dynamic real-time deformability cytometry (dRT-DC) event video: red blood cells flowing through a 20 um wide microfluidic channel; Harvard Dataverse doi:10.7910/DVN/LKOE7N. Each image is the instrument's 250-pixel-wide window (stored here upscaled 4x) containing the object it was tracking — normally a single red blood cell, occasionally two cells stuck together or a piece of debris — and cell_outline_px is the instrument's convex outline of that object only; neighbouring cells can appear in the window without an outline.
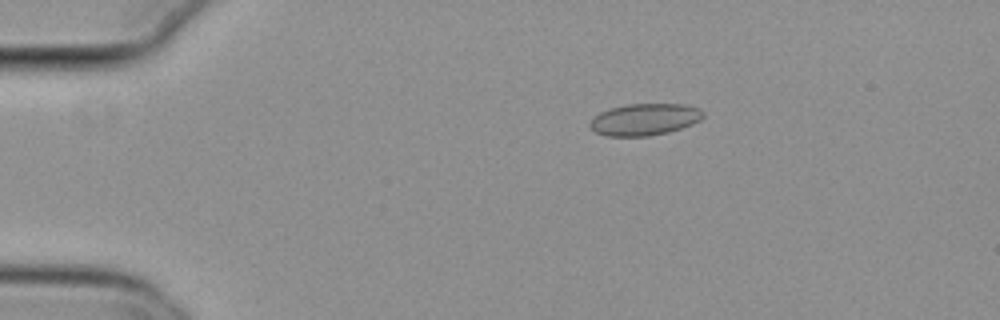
{"species": "common noctule bat (a hibernating species)", "species_latin": "Nyctalus noctula", "temperature_condition": "cold", "stored_images_in_passage": 55, "camera_frame_rate_fps": 3000, "um_per_image_px": 0.085, "animal": {"sex": "female", "body_mass_g": 29.2, "forearm_length_mm": 56.3}, "frame": {"image": 1, "passage_image": 11, "time_ms": 3.333, "image_size_px": [1000, 320], "cell_outline_px": [[704, 116], [700, 120], [692, 124], [668, 132], [648, 136], [608, 136], [596, 132], [588, 124], [600, 112], [624, 104], [684, 104], [700, 108], [704, 112]], "centroid_in_image_um": [54.82, 10.14], "position_along_channel_um": 30.2, "area_um2": 20.87}}
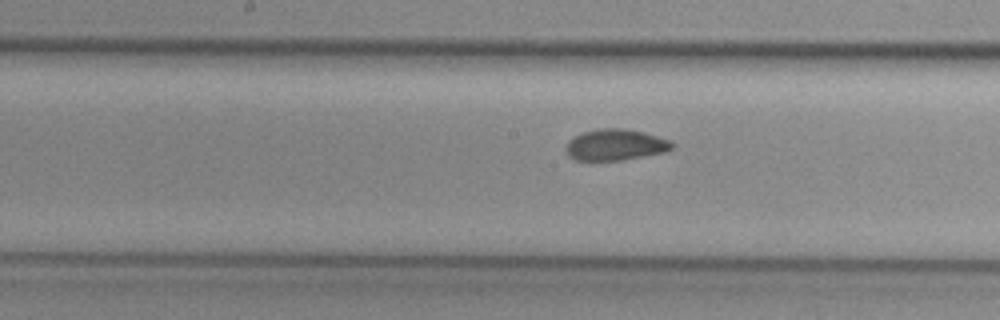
{"frame": {"image": 2, "passage_image": 29, "time_ms": 9.333, "image_size_px": [1000, 320], "cell_outline_px": [[676, 144], [672, 148], [664, 152], [620, 160], [576, 160], [568, 156], [564, 148], [568, 140], [584, 132], [600, 128], [624, 128], [644, 132], [672, 140]], "centroid_in_image_um": [52.32, 12.3], "position_along_channel_um": 195.9, "area_um2": 19.36}}
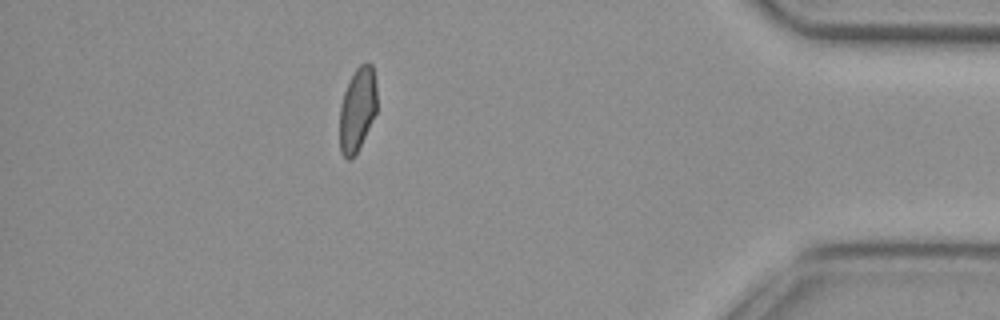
{"frame": {"image": 3, "passage_image": 49, "time_ms": 16.0, "image_size_px": [1000, 320], "cell_outline_px": [[376, 112], [356, 152], [348, 160], [340, 152], [340, 104], [344, 92], [356, 68], [360, 64], [372, 64], [376, 84]], "centroid_in_image_um": [30.37, 9.28], "position_along_channel_um": 404.8, "area_um2": 17.74}, "authors_computed_cell_mechanics": {"area_um2": 19.7676, "velocity_mm_per_s": 3.7985, "shape_relaxation_time_tau1_ms": 8.2564, "shape_relaxation_time_tau2_ms": 1.0323, "deformation_change_tau1": 0.1207, "deformation_change_tau2": 0.0583}}